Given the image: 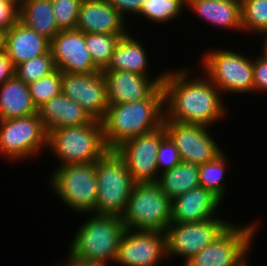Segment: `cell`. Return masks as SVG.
<instances>
[{"label":"cell","instance_id":"cell-1","mask_svg":"<svg viewBox=\"0 0 267 266\" xmlns=\"http://www.w3.org/2000/svg\"><path fill=\"white\" fill-rule=\"evenodd\" d=\"M190 73L186 67L165 71L164 119L212 128L226 116L222 93L204 74L194 78Z\"/></svg>","mask_w":267,"mask_h":266},{"label":"cell","instance_id":"cell-2","mask_svg":"<svg viewBox=\"0 0 267 266\" xmlns=\"http://www.w3.org/2000/svg\"><path fill=\"white\" fill-rule=\"evenodd\" d=\"M163 120L164 92L160 85L144 100L108 105L102 120L105 144L115 150L128 139L156 130Z\"/></svg>","mask_w":267,"mask_h":266},{"label":"cell","instance_id":"cell-3","mask_svg":"<svg viewBox=\"0 0 267 266\" xmlns=\"http://www.w3.org/2000/svg\"><path fill=\"white\" fill-rule=\"evenodd\" d=\"M125 230L121 216L93 213L72 238L68 255L110 266L111 261H116L120 239Z\"/></svg>","mask_w":267,"mask_h":266},{"label":"cell","instance_id":"cell-4","mask_svg":"<svg viewBox=\"0 0 267 266\" xmlns=\"http://www.w3.org/2000/svg\"><path fill=\"white\" fill-rule=\"evenodd\" d=\"M47 147L60 160L61 166L96 162L109 150L104 141L102 121L94 119L86 125L50 131Z\"/></svg>","mask_w":267,"mask_h":266},{"label":"cell","instance_id":"cell-5","mask_svg":"<svg viewBox=\"0 0 267 266\" xmlns=\"http://www.w3.org/2000/svg\"><path fill=\"white\" fill-rule=\"evenodd\" d=\"M121 218L127 230L165 232L171 223V200L156 182L135 183Z\"/></svg>","mask_w":267,"mask_h":266},{"label":"cell","instance_id":"cell-6","mask_svg":"<svg viewBox=\"0 0 267 266\" xmlns=\"http://www.w3.org/2000/svg\"><path fill=\"white\" fill-rule=\"evenodd\" d=\"M97 203L94 214L121 216L135 182L123 158L108 150L96 161Z\"/></svg>","mask_w":267,"mask_h":266},{"label":"cell","instance_id":"cell-7","mask_svg":"<svg viewBox=\"0 0 267 266\" xmlns=\"http://www.w3.org/2000/svg\"><path fill=\"white\" fill-rule=\"evenodd\" d=\"M50 186L61 202L76 212L93 214L97 203L96 162L58 166Z\"/></svg>","mask_w":267,"mask_h":266},{"label":"cell","instance_id":"cell-8","mask_svg":"<svg viewBox=\"0 0 267 266\" xmlns=\"http://www.w3.org/2000/svg\"><path fill=\"white\" fill-rule=\"evenodd\" d=\"M204 75L225 93L253 92V60L235 50L216 49L202 59Z\"/></svg>","mask_w":267,"mask_h":266},{"label":"cell","instance_id":"cell-9","mask_svg":"<svg viewBox=\"0 0 267 266\" xmlns=\"http://www.w3.org/2000/svg\"><path fill=\"white\" fill-rule=\"evenodd\" d=\"M257 226L256 222L243 226L232 222L210 245L183 266H245Z\"/></svg>","mask_w":267,"mask_h":266},{"label":"cell","instance_id":"cell-10","mask_svg":"<svg viewBox=\"0 0 267 266\" xmlns=\"http://www.w3.org/2000/svg\"><path fill=\"white\" fill-rule=\"evenodd\" d=\"M47 137L38 113L0 120V155L13 162L30 159L47 147Z\"/></svg>","mask_w":267,"mask_h":266},{"label":"cell","instance_id":"cell-11","mask_svg":"<svg viewBox=\"0 0 267 266\" xmlns=\"http://www.w3.org/2000/svg\"><path fill=\"white\" fill-rule=\"evenodd\" d=\"M232 223L221 218L200 222H171L165 230L166 256L184 258L185 263L210 245ZM171 254V255H170Z\"/></svg>","mask_w":267,"mask_h":266},{"label":"cell","instance_id":"cell-12","mask_svg":"<svg viewBox=\"0 0 267 266\" xmlns=\"http://www.w3.org/2000/svg\"><path fill=\"white\" fill-rule=\"evenodd\" d=\"M166 135L162 125L154 131L128 139L115 149L123 158L135 183L157 182V153Z\"/></svg>","mask_w":267,"mask_h":266},{"label":"cell","instance_id":"cell-13","mask_svg":"<svg viewBox=\"0 0 267 266\" xmlns=\"http://www.w3.org/2000/svg\"><path fill=\"white\" fill-rule=\"evenodd\" d=\"M166 134L175 143L181 161H191L198 165L213 160L223 149L213 135L208 132V126L180 123L163 120Z\"/></svg>","mask_w":267,"mask_h":266},{"label":"cell","instance_id":"cell-14","mask_svg":"<svg viewBox=\"0 0 267 266\" xmlns=\"http://www.w3.org/2000/svg\"><path fill=\"white\" fill-rule=\"evenodd\" d=\"M166 257L164 232L126 229L114 263L119 266H158Z\"/></svg>","mask_w":267,"mask_h":266},{"label":"cell","instance_id":"cell-15","mask_svg":"<svg viewBox=\"0 0 267 266\" xmlns=\"http://www.w3.org/2000/svg\"><path fill=\"white\" fill-rule=\"evenodd\" d=\"M62 93L76 101L94 120L102 121L108 110L106 80L103 73H63Z\"/></svg>","mask_w":267,"mask_h":266},{"label":"cell","instance_id":"cell-16","mask_svg":"<svg viewBox=\"0 0 267 266\" xmlns=\"http://www.w3.org/2000/svg\"><path fill=\"white\" fill-rule=\"evenodd\" d=\"M55 66L63 73H98L86 46V33L77 29L61 30L50 41Z\"/></svg>","mask_w":267,"mask_h":266},{"label":"cell","instance_id":"cell-17","mask_svg":"<svg viewBox=\"0 0 267 266\" xmlns=\"http://www.w3.org/2000/svg\"><path fill=\"white\" fill-rule=\"evenodd\" d=\"M106 80L108 105L138 102L148 98L161 84L165 71L154 79L128 71H102ZM152 80V81H151Z\"/></svg>","mask_w":267,"mask_h":266},{"label":"cell","instance_id":"cell-18","mask_svg":"<svg viewBox=\"0 0 267 266\" xmlns=\"http://www.w3.org/2000/svg\"><path fill=\"white\" fill-rule=\"evenodd\" d=\"M125 19L108 0H83L76 29L83 33H102L124 37L129 32ZM126 25V26H125Z\"/></svg>","mask_w":267,"mask_h":266},{"label":"cell","instance_id":"cell-19","mask_svg":"<svg viewBox=\"0 0 267 266\" xmlns=\"http://www.w3.org/2000/svg\"><path fill=\"white\" fill-rule=\"evenodd\" d=\"M222 202L213 193L199 186L171 200V222L209 220L214 218Z\"/></svg>","mask_w":267,"mask_h":266},{"label":"cell","instance_id":"cell-20","mask_svg":"<svg viewBox=\"0 0 267 266\" xmlns=\"http://www.w3.org/2000/svg\"><path fill=\"white\" fill-rule=\"evenodd\" d=\"M49 51L50 40L19 20L6 31L4 52L14 67Z\"/></svg>","mask_w":267,"mask_h":266},{"label":"cell","instance_id":"cell-21","mask_svg":"<svg viewBox=\"0 0 267 266\" xmlns=\"http://www.w3.org/2000/svg\"><path fill=\"white\" fill-rule=\"evenodd\" d=\"M38 114L47 134L63 127L86 125L93 120L76 101L62 92L41 105Z\"/></svg>","mask_w":267,"mask_h":266},{"label":"cell","instance_id":"cell-22","mask_svg":"<svg viewBox=\"0 0 267 266\" xmlns=\"http://www.w3.org/2000/svg\"><path fill=\"white\" fill-rule=\"evenodd\" d=\"M186 7L213 26L242 30L241 0H186Z\"/></svg>","mask_w":267,"mask_h":266},{"label":"cell","instance_id":"cell-23","mask_svg":"<svg viewBox=\"0 0 267 266\" xmlns=\"http://www.w3.org/2000/svg\"><path fill=\"white\" fill-rule=\"evenodd\" d=\"M38 113L29 86L15 75L0 86V120Z\"/></svg>","mask_w":267,"mask_h":266},{"label":"cell","instance_id":"cell-24","mask_svg":"<svg viewBox=\"0 0 267 266\" xmlns=\"http://www.w3.org/2000/svg\"><path fill=\"white\" fill-rule=\"evenodd\" d=\"M146 55L143 44L128 33L120 38L105 70L128 71L149 76Z\"/></svg>","mask_w":267,"mask_h":266},{"label":"cell","instance_id":"cell-25","mask_svg":"<svg viewBox=\"0 0 267 266\" xmlns=\"http://www.w3.org/2000/svg\"><path fill=\"white\" fill-rule=\"evenodd\" d=\"M18 20L50 41L60 32L51 0H19Z\"/></svg>","mask_w":267,"mask_h":266},{"label":"cell","instance_id":"cell-26","mask_svg":"<svg viewBox=\"0 0 267 266\" xmlns=\"http://www.w3.org/2000/svg\"><path fill=\"white\" fill-rule=\"evenodd\" d=\"M198 166L195 162L182 161L174 168L159 174L156 183L161 191L172 200L200 186Z\"/></svg>","mask_w":267,"mask_h":266},{"label":"cell","instance_id":"cell-27","mask_svg":"<svg viewBox=\"0 0 267 266\" xmlns=\"http://www.w3.org/2000/svg\"><path fill=\"white\" fill-rule=\"evenodd\" d=\"M226 157V154L222 151L213 160L198 166L200 187L210 191L221 201L226 197L224 196L226 194L224 176L228 167V158Z\"/></svg>","mask_w":267,"mask_h":266},{"label":"cell","instance_id":"cell-28","mask_svg":"<svg viewBox=\"0 0 267 266\" xmlns=\"http://www.w3.org/2000/svg\"><path fill=\"white\" fill-rule=\"evenodd\" d=\"M120 35L86 33V46L95 66L102 72L110 63Z\"/></svg>","mask_w":267,"mask_h":266},{"label":"cell","instance_id":"cell-29","mask_svg":"<svg viewBox=\"0 0 267 266\" xmlns=\"http://www.w3.org/2000/svg\"><path fill=\"white\" fill-rule=\"evenodd\" d=\"M183 7L186 8V0H143L138 15L154 24H162L182 14Z\"/></svg>","mask_w":267,"mask_h":266},{"label":"cell","instance_id":"cell-30","mask_svg":"<svg viewBox=\"0 0 267 266\" xmlns=\"http://www.w3.org/2000/svg\"><path fill=\"white\" fill-rule=\"evenodd\" d=\"M242 31L267 33V0H241Z\"/></svg>","mask_w":267,"mask_h":266},{"label":"cell","instance_id":"cell-31","mask_svg":"<svg viewBox=\"0 0 267 266\" xmlns=\"http://www.w3.org/2000/svg\"><path fill=\"white\" fill-rule=\"evenodd\" d=\"M56 69L51 52L34 57L15 66L14 75L29 85Z\"/></svg>","mask_w":267,"mask_h":266},{"label":"cell","instance_id":"cell-32","mask_svg":"<svg viewBox=\"0 0 267 266\" xmlns=\"http://www.w3.org/2000/svg\"><path fill=\"white\" fill-rule=\"evenodd\" d=\"M28 86L33 102L39 108L62 92V72L56 68L50 74L30 83Z\"/></svg>","mask_w":267,"mask_h":266},{"label":"cell","instance_id":"cell-33","mask_svg":"<svg viewBox=\"0 0 267 266\" xmlns=\"http://www.w3.org/2000/svg\"><path fill=\"white\" fill-rule=\"evenodd\" d=\"M82 1L51 0L56 25L60 31L76 29Z\"/></svg>","mask_w":267,"mask_h":266},{"label":"cell","instance_id":"cell-34","mask_svg":"<svg viewBox=\"0 0 267 266\" xmlns=\"http://www.w3.org/2000/svg\"><path fill=\"white\" fill-rule=\"evenodd\" d=\"M181 162L182 161L175 143L168 135H166L161 140L157 153L158 174L174 168Z\"/></svg>","mask_w":267,"mask_h":266},{"label":"cell","instance_id":"cell-35","mask_svg":"<svg viewBox=\"0 0 267 266\" xmlns=\"http://www.w3.org/2000/svg\"><path fill=\"white\" fill-rule=\"evenodd\" d=\"M19 0H0V28L9 30L17 21Z\"/></svg>","mask_w":267,"mask_h":266},{"label":"cell","instance_id":"cell-36","mask_svg":"<svg viewBox=\"0 0 267 266\" xmlns=\"http://www.w3.org/2000/svg\"><path fill=\"white\" fill-rule=\"evenodd\" d=\"M255 59V60H254ZM253 59V92H267V59L261 54Z\"/></svg>","mask_w":267,"mask_h":266},{"label":"cell","instance_id":"cell-37","mask_svg":"<svg viewBox=\"0 0 267 266\" xmlns=\"http://www.w3.org/2000/svg\"><path fill=\"white\" fill-rule=\"evenodd\" d=\"M108 2L125 18V15L139 14L143 0H108Z\"/></svg>","mask_w":267,"mask_h":266},{"label":"cell","instance_id":"cell-38","mask_svg":"<svg viewBox=\"0 0 267 266\" xmlns=\"http://www.w3.org/2000/svg\"><path fill=\"white\" fill-rule=\"evenodd\" d=\"M15 67L5 52H0V86L14 76Z\"/></svg>","mask_w":267,"mask_h":266},{"label":"cell","instance_id":"cell-39","mask_svg":"<svg viewBox=\"0 0 267 266\" xmlns=\"http://www.w3.org/2000/svg\"><path fill=\"white\" fill-rule=\"evenodd\" d=\"M64 266H107L106 264H102L100 262H88L80 259H76L74 257L68 256V262L64 264Z\"/></svg>","mask_w":267,"mask_h":266},{"label":"cell","instance_id":"cell-40","mask_svg":"<svg viewBox=\"0 0 267 266\" xmlns=\"http://www.w3.org/2000/svg\"><path fill=\"white\" fill-rule=\"evenodd\" d=\"M6 41V30L0 28V52H4Z\"/></svg>","mask_w":267,"mask_h":266},{"label":"cell","instance_id":"cell-41","mask_svg":"<svg viewBox=\"0 0 267 266\" xmlns=\"http://www.w3.org/2000/svg\"><path fill=\"white\" fill-rule=\"evenodd\" d=\"M261 36H264L263 40V49H261L262 56L267 59V33L261 34Z\"/></svg>","mask_w":267,"mask_h":266}]
</instances>
